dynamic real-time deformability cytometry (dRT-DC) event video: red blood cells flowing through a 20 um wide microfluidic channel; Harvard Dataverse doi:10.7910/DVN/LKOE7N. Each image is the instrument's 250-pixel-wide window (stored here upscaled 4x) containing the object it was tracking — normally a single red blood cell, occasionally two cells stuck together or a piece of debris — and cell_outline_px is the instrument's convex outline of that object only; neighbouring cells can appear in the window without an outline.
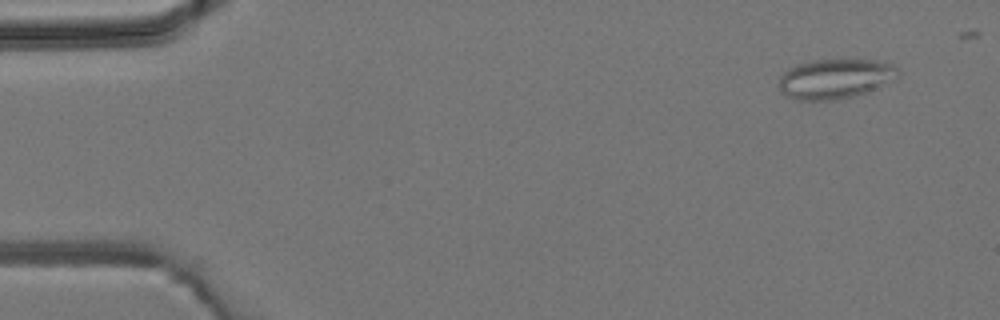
{"species": "common noctule bat (a hibernating species)", "species_latin": "Nyctalus noctula", "temperature_condition": "room temperature", "stored_images_in_passage": 5, "camera_frame_rate_fps": 3000, "um_per_image_px": 0.085, "animal": {"sex": "male", "body_mass_g": 19.2, "forearm_length_mm": 51.8}, "frame": {"image": 1, "passage_image": 1, "time_ms": 0.0, "image_size_px": [1000, 320], "cell_outline_px": [[900, 72], [896, 76], [868, 92], [836, 100], [796, 100], [784, 96], [780, 92], [780, 76], [788, 68], [796, 64], [812, 60], [836, 56], [876, 60], [892, 64]], "centroid_in_image_um": [70.94, 6.64], "position_along_channel_um": 14.1, "area_um2": 28.38}}